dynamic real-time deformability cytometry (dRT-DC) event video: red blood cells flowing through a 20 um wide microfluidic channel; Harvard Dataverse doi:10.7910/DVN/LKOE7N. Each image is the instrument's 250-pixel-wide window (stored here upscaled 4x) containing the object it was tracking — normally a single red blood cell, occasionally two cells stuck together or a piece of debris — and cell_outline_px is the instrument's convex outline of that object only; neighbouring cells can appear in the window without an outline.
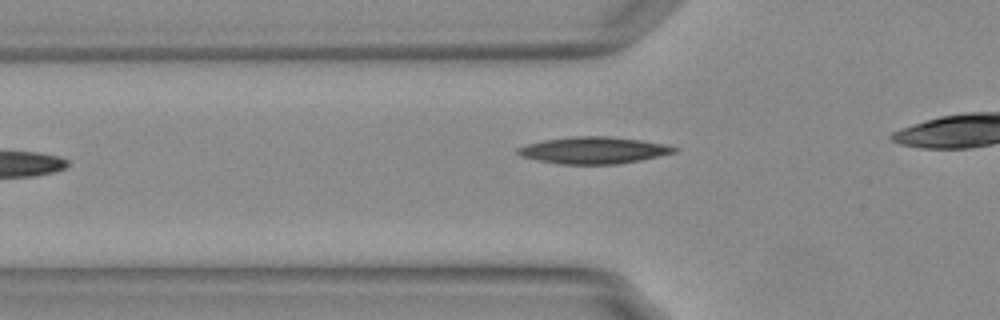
{"species": "Egyptian fruit bat (a non-hibernating species)", "species_latin": "Rousettus aegyptiacus", "temperature_condition": "warm", "stored_images_in_passage": 34, "camera_frame_rate_fps": 3000, "um_per_image_px": 0.085, "animal": {"sex": "female"}, "frame": {"image": 1, "passage_image": 5, "time_ms": 1.333, "image_size_px": [1000, 320], "cell_outline_px": [[680, 148], [676, 152], [640, 160], [616, 164], [560, 164], [520, 156], [516, 152], [516, 148], [528, 144], [544, 140], [572, 136], [608, 136], [640, 140], [668, 144]], "centroid_in_image_um": [50.48, 12.76], "position_along_channel_um": 75.3, "area_um2": 24.39}, "authors_computed_cell_mechanics": {"area_um2": 22.3975, "velocity_mm_per_s": 3.749, "shape_relaxation_time_tau1_ms": 6.2762, "shape_relaxation_time_tau2_ms": 2.5797, "deformation_change_tau1": 0.2093, "deformation_change_tau2": 0.086}}